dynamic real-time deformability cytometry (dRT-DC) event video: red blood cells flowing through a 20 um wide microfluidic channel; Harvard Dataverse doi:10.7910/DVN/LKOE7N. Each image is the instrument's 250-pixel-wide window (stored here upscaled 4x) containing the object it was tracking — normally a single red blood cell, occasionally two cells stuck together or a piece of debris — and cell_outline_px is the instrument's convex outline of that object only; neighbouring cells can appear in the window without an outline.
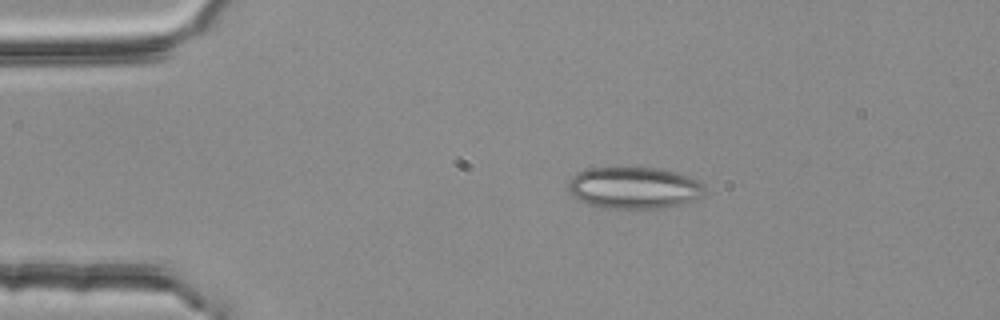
{"species": "common noctule bat (a hibernating species)", "species_latin": "Nyctalus noctula", "temperature_condition": "room temperature", "stored_images_in_passage": 2, "camera_frame_rate_fps": 3000, "um_per_image_px": 0.085, "animal": {"sex": "female", "body_mass_g": 25.1}, "frame": {"image": 1, "passage_image": 1, "time_ms": 0.0, "image_size_px": [1000, 320], "cell_outline_px": [[704, 192], [700, 196], [680, 204], [664, 208], [608, 208], [588, 204], [572, 196], [568, 188], [568, 180], [580, 172], [588, 168], [660, 168], [676, 172], [688, 176], [704, 184]], "centroid_in_image_um": [53.88, 15.96], "position_along_channel_um": 31.1, "area_um2": 32.89}}